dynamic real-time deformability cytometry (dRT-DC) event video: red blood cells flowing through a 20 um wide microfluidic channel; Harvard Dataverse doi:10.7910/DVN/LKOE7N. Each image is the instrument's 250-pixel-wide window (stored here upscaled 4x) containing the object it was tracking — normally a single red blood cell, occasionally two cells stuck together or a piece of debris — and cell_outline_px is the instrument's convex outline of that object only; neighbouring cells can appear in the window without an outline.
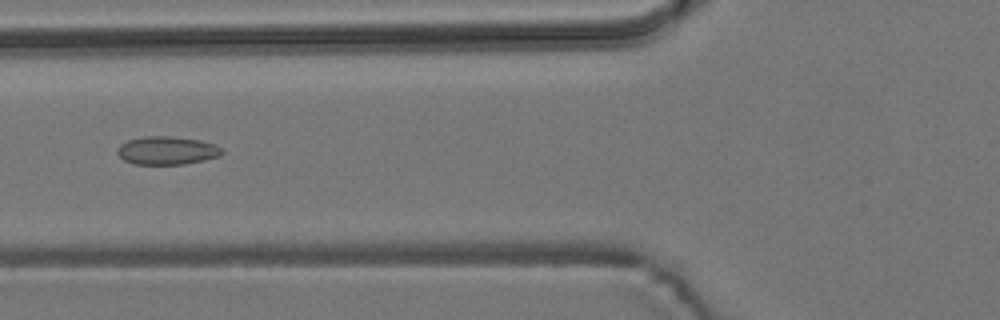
{"species": "common noctule bat (a hibernating species)", "species_latin": "Nyctalus noctula", "temperature_condition": "room temperature", "stored_images_in_passage": 5, "camera_frame_rate_fps": 3000, "um_per_image_px": 0.085, "animal": {"sex": "male", "body_mass_g": 19.2, "forearm_length_mm": 51.8}, "frame": {"image": 1, "passage_image": 5, "time_ms": 4.667, "image_size_px": [1000, 320], "cell_outline_px": [[224, 152], [220, 156], [204, 160], [184, 164], [132, 164], [124, 160], [116, 152], [116, 148], [120, 144], [128, 140], [144, 136], [172, 136], [200, 140], [224, 148]], "centroid_in_image_um": [14.19, 12.79], "position_along_channel_um": 111.6, "area_um2": 17.34}}